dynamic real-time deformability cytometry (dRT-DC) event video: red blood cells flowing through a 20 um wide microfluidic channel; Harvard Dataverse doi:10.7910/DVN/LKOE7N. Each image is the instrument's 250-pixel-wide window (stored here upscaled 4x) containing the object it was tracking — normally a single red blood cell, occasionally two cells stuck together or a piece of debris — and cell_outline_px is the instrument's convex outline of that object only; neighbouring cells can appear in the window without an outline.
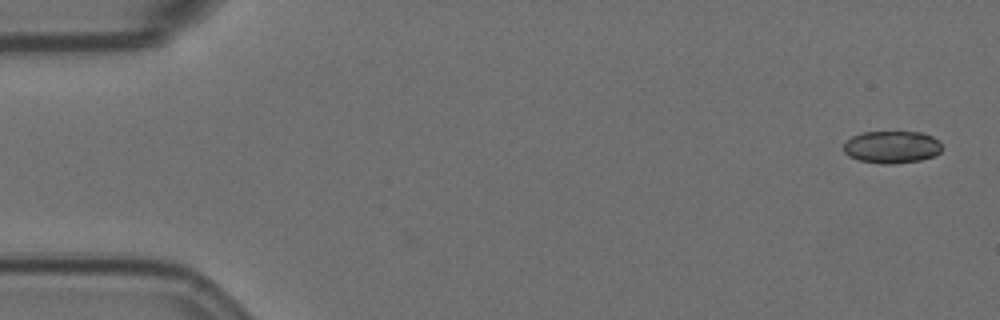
{"species": "Egyptian fruit bat (a non-hibernating species)", "species_latin": "Rousettus aegyptiacus", "temperature_condition": "room temperature", "stored_images_in_passage": 2, "camera_frame_rate_fps": 3000, "um_per_image_px": 0.085, "animal": {"sex": "female"}, "frame": {"image": 1, "passage_image": 2, "time_ms": 0.333, "image_size_px": [1000, 320], "cell_outline_px": [[940, 152], [936, 156], [920, 160], [892, 164], [884, 164], [860, 160], [848, 156], [844, 152], [844, 144], [852, 136], [864, 132], [920, 132], [932, 136], [940, 144]], "centroid_in_image_um": [75.8, 12.5], "position_along_channel_um": 9.2, "area_um2": 18.38}}